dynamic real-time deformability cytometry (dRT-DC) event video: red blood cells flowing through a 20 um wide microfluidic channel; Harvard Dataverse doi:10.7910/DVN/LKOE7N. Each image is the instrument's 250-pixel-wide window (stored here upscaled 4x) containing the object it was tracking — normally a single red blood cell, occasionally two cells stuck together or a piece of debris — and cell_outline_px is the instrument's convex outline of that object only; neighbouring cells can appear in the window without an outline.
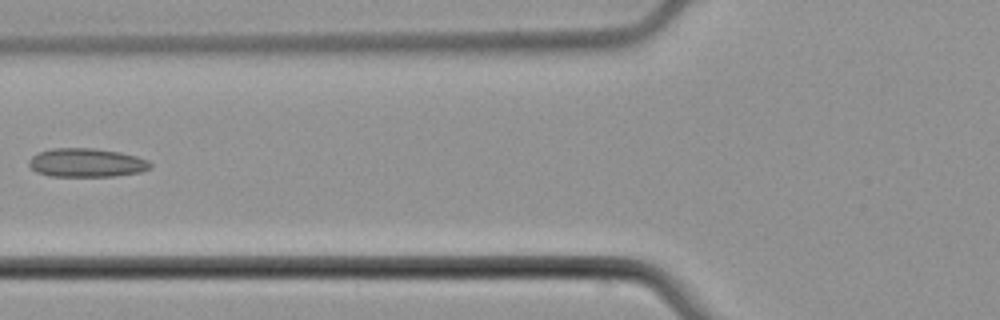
{"species": "common noctule bat (a hibernating species)", "species_latin": "Nyctalus noctula", "temperature_condition": "cold", "stored_images_in_passage": 6, "camera_frame_rate_fps": 3000, "um_per_image_px": 0.085, "animal": {"sex": "male", "body_mass_g": 21.5, "forearm_length_mm": 52.0}, "frame": {"image": 1, "passage_image": 6, "time_ms": 6.0, "image_size_px": [1000, 320], "cell_outline_px": [[152, 168], [140, 172], [112, 176], [52, 176], [36, 172], [28, 164], [28, 160], [32, 156], [40, 152], [52, 148], [92, 148], [120, 152], [136, 156], [148, 160], [152, 164]], "centroid_in_image_um": [7.36, 13.83], "position_along_channel_um": 118.4, "area_um2": 20.29}}